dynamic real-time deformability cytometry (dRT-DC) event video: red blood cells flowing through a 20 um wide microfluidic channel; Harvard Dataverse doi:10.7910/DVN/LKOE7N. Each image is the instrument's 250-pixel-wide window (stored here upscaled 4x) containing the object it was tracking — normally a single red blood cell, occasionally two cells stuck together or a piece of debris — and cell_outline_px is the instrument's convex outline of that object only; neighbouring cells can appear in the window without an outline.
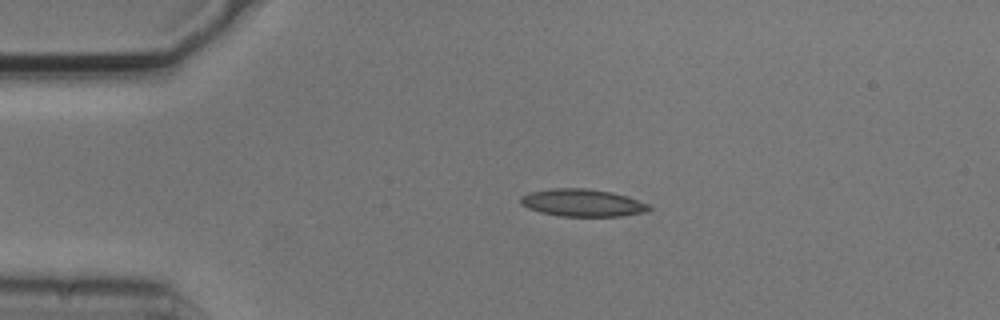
{"species": "common noctule bat (a hibernating species)", "species_latin": "Nyctalus noctula", "temperature_condition": "cold", "stored_images_in_passage": 4, "camera_frame_rate_fps": 3000, "um_per_image_px": 0.085, "animal": {"sex": "male", "body_mass_g": 20.5, "forearm_length_mm": 52.5}, "frame": {"image": 1, "passage_image": 4, "time_ms": 1.0, "image_size_px": [1000, 320], "cell_outline_px": [[652, 208], [644, 212], [620, 216], [560, 216], [540, 212], [528, 208], [520, 204], [520, 196], [528, 192], [552, 188], [584, 188], [612, 192], [628, 196], [648, 204]], "centroid_in_image_um": [49.47, 17.23], "position_along_channel_um": 35.5, "area_um2": 20.58}}